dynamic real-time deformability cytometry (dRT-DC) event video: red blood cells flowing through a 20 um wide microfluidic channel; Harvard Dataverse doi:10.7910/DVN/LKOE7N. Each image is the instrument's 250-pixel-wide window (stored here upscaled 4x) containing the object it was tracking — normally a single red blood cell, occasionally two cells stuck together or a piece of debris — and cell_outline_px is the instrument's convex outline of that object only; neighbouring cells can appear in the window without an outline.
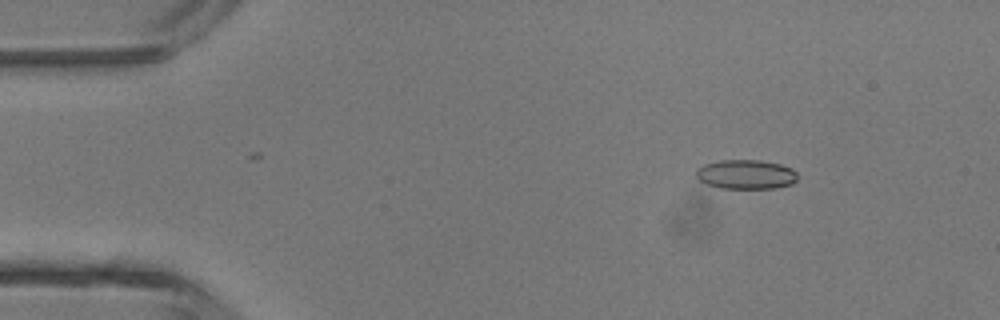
{"species": "common noctule bat (a hibernating species)", "species_latin": "Nyctalus noctula", "temperature_condition": "room temperature", "stored_images_in_passage": 5, "segment_of_instrument_passage": [2, 2], "camera_frame_rate_fps": 3000, "um_per_image_px": 0.085, "animal": {"sex": "male", "body_mass_g": 13.3}, "frame": {"image": 1, "passage_image": 5, "time_ms": 1.333, "image_size_px": [1000, 320], "cell_outline_px": [[796, 180], [792, 184], [776, 188], [720, 188], [708, 184], [700, 180], [696, 176], [696, 168], [704, 164], [720, 160], [760, 160], [780, 164], [792, 168], [796, 172]], "centroid_in_image_um": [63.4, 14.82], "position_along_channel_um": 21.6, "area_um2": 17.34}}